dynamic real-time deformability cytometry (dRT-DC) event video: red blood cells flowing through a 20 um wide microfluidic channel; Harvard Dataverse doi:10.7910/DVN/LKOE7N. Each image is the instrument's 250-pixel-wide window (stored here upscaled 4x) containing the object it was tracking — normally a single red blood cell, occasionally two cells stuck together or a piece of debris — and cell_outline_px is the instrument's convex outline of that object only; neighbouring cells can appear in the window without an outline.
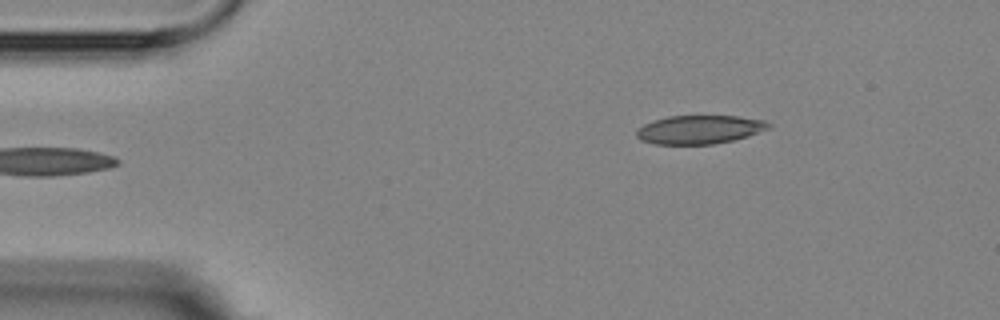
{"species": "Egyptian fruit bat (a non-hibernating species)", "species_latin": "Rousettus aegyptiacus", "temperature_condition": "room temperature", "stored_images_in_passage": 3, "camera_frame_rate_fps": 3000, "um_per_image_px": 0.085, "animal": {"sex": "female"}, "frame": {"image": 1, "passage_image": 1, "time_ms": 0.0, "image_size_px": [1000, 320], "cell_outline_px": [[772, 124], [768, 128], [748, 136], [732, 140], [712, 144], [656, 144], [640, 140], [636, 136], [636, 128], [644, 124], [668, 116], [736, 116], [764, 120]], "centroid_in_image_um": [59.43, 11.01], "position_along_channel_um": 25.6, "area_um2": 21.85}}